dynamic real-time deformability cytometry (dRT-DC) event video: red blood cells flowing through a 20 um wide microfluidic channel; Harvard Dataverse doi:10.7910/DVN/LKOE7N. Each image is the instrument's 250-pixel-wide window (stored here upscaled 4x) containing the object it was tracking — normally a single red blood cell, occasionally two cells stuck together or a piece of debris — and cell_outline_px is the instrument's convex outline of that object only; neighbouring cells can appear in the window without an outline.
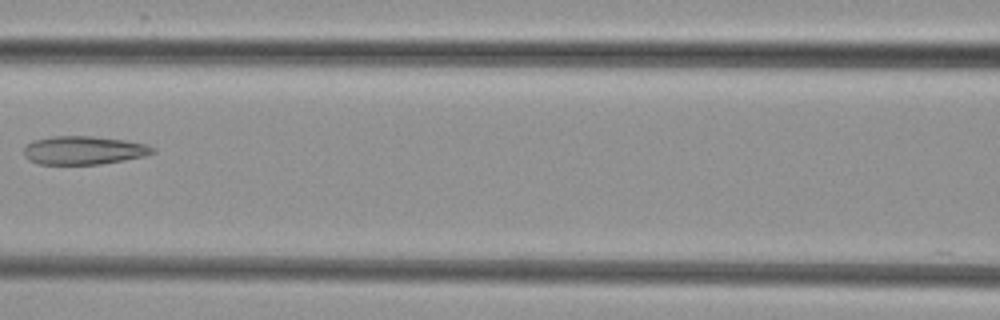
{"species": "common noctule bat (a hibernating species)", "species_latin": "Nyctalus noctula", "temperature_condition": "cold", "stored_images_in_passage": 5, "camera_frame_rate_fps": 3000, "um_per_image_px": 0.085, "animal": {"sex": "female", "body_mass_g": 29.2, "forearm_length_mm": 56.3}, "frame": {"image": 1, "passage_image": 4, "time_ms": 4.333, "image_size_px": [1000, 320], "cell_outline_px": [[156, 152], [144, 156], [124, 160], [100, 164], [36, 164], [28, 160], [24, 156], [24, 148], [32, 140], [52, 136], [92, 136], [124, 140], [148, 144], [156, 148]], "centroid_in_image_um": [7.12, 12.77], "position_along_channel_um": 159.5, "area_um2": 21.5}}
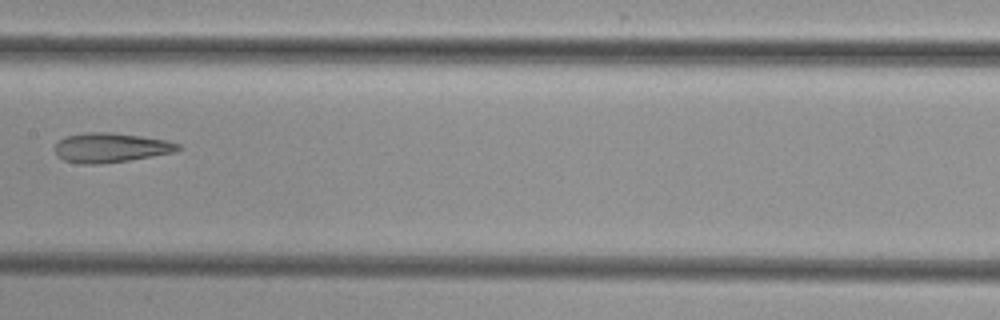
{"frame": {"image": 2, "passage_image": 5, "time_ms": 5.333, "image_size_px": [1000, 320], "cell_outline_px": [[180, 148], [176, 152], [128, 160], [96, 164], [80, 164], [64, 160], [56, 156], [56, 144], [64, 136], [84, 132], [112, 132], [168, 140], [180, 144]], "centroid_in_image_um": [9.4, 12.54], "position_along_channel_um": 198.0, "area_um2": 21.21}}